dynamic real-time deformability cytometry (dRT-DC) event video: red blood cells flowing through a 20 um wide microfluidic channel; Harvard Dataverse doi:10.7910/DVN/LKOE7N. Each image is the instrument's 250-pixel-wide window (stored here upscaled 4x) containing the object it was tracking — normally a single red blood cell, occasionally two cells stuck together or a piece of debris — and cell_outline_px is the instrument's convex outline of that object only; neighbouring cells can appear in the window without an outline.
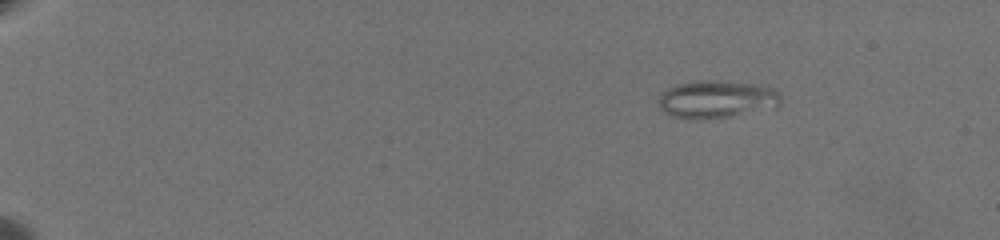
{"species": "common noctule bat (a hibernating species)", "species_latin": "Nyctalus noctula", "temperature_condition": "warm", "stored_images_in_passage": 56, "camera_frame_rate_fps": 3000, "um_per_image_px": 0.085, "animal": {"sex": "female", "body_mass_g": 19.5, "forearm_length_mm": 54.1}, "frame": {"image": 1, "passage_image": 1, "time_ms": 0.0, "image_size_px": [1000, 240], "cell_outline_px": [[780, 104], [776, 108], [732, 116], [708, 120], [700, 120], [672, 116], [664, 112], [660, 108], [656, 100], [668, 88], [676, 84], [696, 80], [716, 80], [760, 84], [776, 88], [780, 92]], "centroid_in_image_um": [60.95, 8.44], "position_along_channel_um": 24.0, "area_um2": 27.57}}
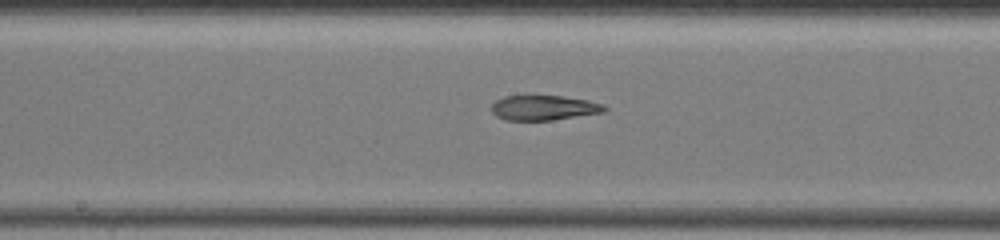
{"frame": {"image": 2, "passage_image": 29, "time_ms": 9.333, "image_size_px": [1000, 240], "cell_outline_px": [[608, 108], [604, 112], [552, 120], [504, 120], [496, 116], [492, 112], [492, 104], [496, 100], [504, 96], [560, 96], [588, 100], [604, 104]], "centroid_in_image_um": [46.23, 9.16], "position_along_channel_um": 202.0, "area_um2": 16.36}}
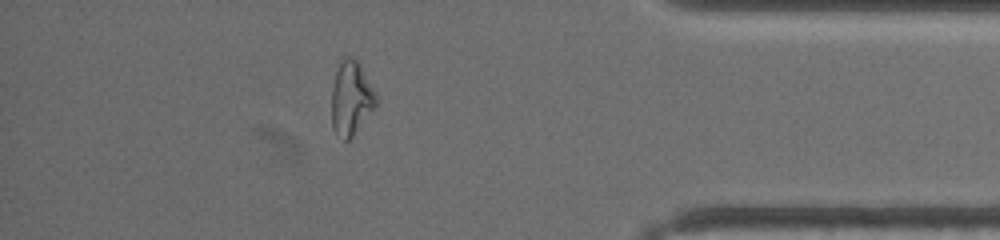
{"frame": {"image": 3, "passage_image": 49, "time_ms": 16.0, "image_size_px": [1000, 240], "cell_outline_px": [[376, 104], [352, 136], [348, 140], [344, 140], [336, 136], [332, 128], [332, 88], [336, 72], [344, 56], [352, 56], [360, 64], [376, 92]], "centroid_in_image_um": [29.83, 8.34], "position_along_channel_um": 405.4, "area_um2": 18.9}, "authors_computed_cell_mechanics": {"area_um2": 18.8717, "velocity_mm_per_s": 3.4205, "shape_relaxation_time_tau1_ms": null, "shape_relaxation_time_tau2_ms": 3.3812, "deformation_change_tau1": null, "deformation_change_tau2": 0.1087}}